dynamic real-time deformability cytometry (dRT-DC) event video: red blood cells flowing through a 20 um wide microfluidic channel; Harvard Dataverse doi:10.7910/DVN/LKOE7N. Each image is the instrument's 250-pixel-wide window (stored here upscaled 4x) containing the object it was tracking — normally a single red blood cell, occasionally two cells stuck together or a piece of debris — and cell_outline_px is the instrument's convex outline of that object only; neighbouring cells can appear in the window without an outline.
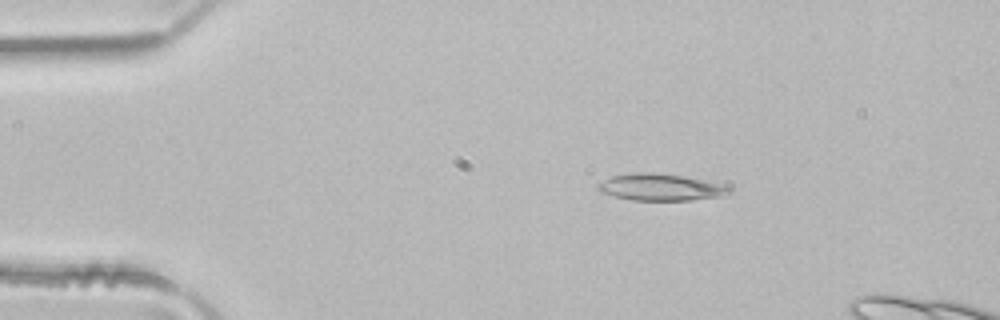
{"species": "common noctule bat (a hibernating species)", "species_latin": "Nyctalus noctula", "temperature_condition": "room temperature", "stored_images_in_passage": 3, "camera_frame_rate_fps": 3000, "um_per_image_px": 0.085, "animal": {"sex": "male", "body_mass_g": 21.5, "forearm_length_mm": 52.0}, "frame": {"image": 1, "passage_image": 2, "time_ms": 0.333, "image_size_px": [1000, 320], "cell_outline_px": [[732, 192], [724, 196], [692, 200], [632, 200], [600, 192], [596, 188], [596, 184], [612, 176], [636, 172], [652, 172], [684, 176], [724, 184], [732, 188]], "centroid_in_image_um": [56.19, 15.91], "position_along_channel_um": 28.8, "area_um2": 20.63}}